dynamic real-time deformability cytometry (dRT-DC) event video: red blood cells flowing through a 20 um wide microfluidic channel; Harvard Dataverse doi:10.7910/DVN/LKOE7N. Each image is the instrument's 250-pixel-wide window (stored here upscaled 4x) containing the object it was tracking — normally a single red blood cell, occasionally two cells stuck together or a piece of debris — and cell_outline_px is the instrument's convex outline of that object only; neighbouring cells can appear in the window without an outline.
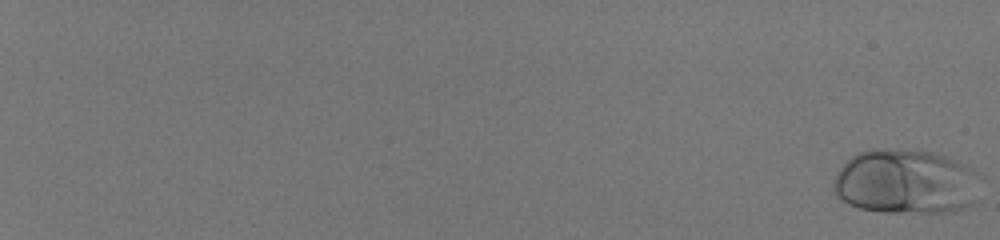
{"species": "human", "species_latin": "Homo sapiens", "temperature_condition": "room temperature", "stored_images_in_passage": 58, "camera_frame_rate_fps": 3000, "um_per_image_px": 0.085, "donor": {"sex": "male"}, "frame": {"image": 1, "passage_image": 1, "time_ms": 0.0, "image_size_px": [1000, 240], "cell_outline_px": [[984, 176], [972, 204], [952, 212], [884, 212], [860, 208], [848, 204], [840, 200], [836, 196], [832, 188], [832, 184], [840, 168], [856, 152], [872, 148], [892, 148], [932, 152], [956, 160], [972, 168]], "centroid_in_image_um": [77.01, 15.44], "position_along_channel_um": 8.0, "area_um2": 56.24}}
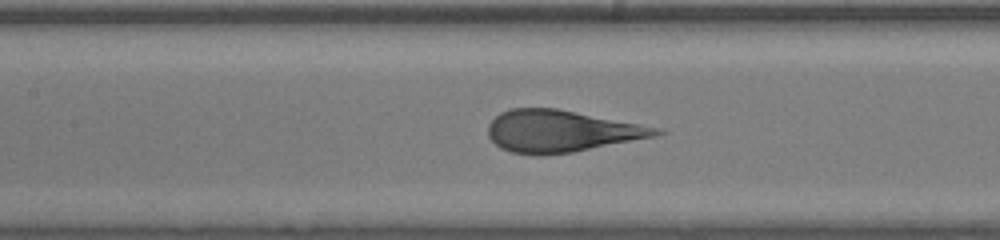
{"frame": {"image": 2, "passage_image": 34, "time_ms": 11.0, "image_size_px": [1000, 240], "cell_outline_px": [[668, 132], [656, 136], [572, 152], [540, 156], [536, 156], [512, 152], [500, 148], [488, 136], [488, 124], [500, 112], [512, 108], [556, 108], [660, 128]], "centroid_in_image_um": [47.67, 11.15], "position_along_channel_um": 159.7, "area_um2": 40.86}}
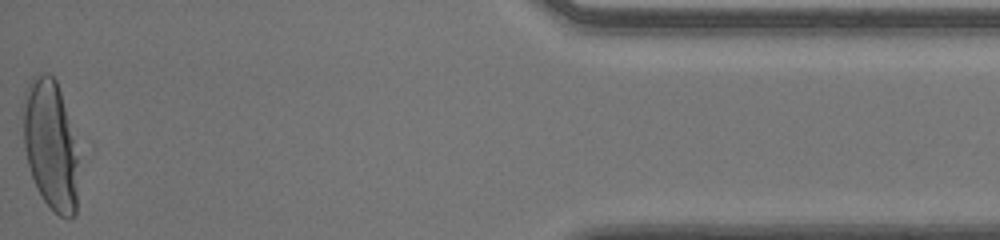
{"frame": {"image": 3, "passage_image": 58, "time_ms": 19.0, "image_size_px": [1000, 240], "cell_outline_px": [[76, 216], [68, 220], [60, 216], [44, 200], [36, 188], [28, 164], [24, 148], [20, 108], [24, 92], [32, 76], [44, 72], [48, 72], [56, 80], [60, 92], [76, 156]], "centroid_in_image_um": [4.2, 12.28], "position_along_channel_um": 431.0, "area_um2": 41.38}}